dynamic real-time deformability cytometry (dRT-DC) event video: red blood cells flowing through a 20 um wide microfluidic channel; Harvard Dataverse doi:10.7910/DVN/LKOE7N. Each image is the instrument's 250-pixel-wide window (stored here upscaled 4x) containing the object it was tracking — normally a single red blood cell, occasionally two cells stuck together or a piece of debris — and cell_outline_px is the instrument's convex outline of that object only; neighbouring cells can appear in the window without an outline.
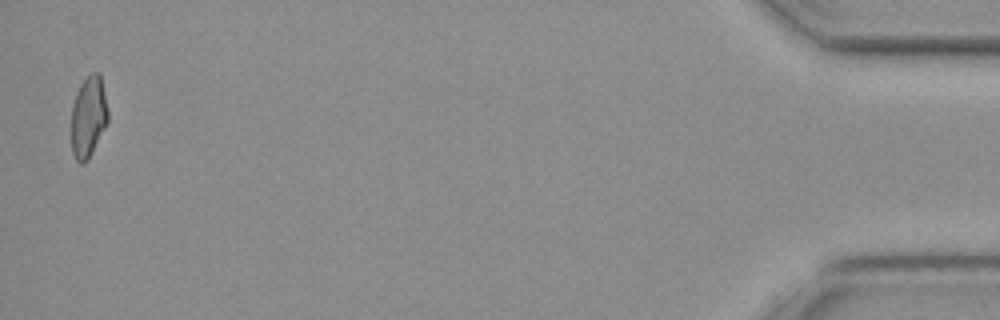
{"species": "common noctule bat (a hibernating species)", "species_latin": "Nyctalus noctula", "temperature_condition": "cold", "stored_images_in_passage": 60, "camera_frame_rate_fps": 3000, "um_per_image_px": 0.085, "animal": {"sex": "female", "body_mass_g": 19.3, "forearm_length_mm": 54.1}, "frame": {"image": 1, "passage_image": 60, "time_ms": 19.667, "image_size_px": [1000, 320], "cell_outline_px": [[108, 124], [88, 160], [84, 164], [80, 164], [76, 160], [72, 152], [72, 104], [76, 92], [80, 84], [92, 72], [100, 72], [108, 112]], "centroid_in_image_um": [7.52, 9.95], "position_along_channel_um": 427.7, "area_um2": 17.51}}